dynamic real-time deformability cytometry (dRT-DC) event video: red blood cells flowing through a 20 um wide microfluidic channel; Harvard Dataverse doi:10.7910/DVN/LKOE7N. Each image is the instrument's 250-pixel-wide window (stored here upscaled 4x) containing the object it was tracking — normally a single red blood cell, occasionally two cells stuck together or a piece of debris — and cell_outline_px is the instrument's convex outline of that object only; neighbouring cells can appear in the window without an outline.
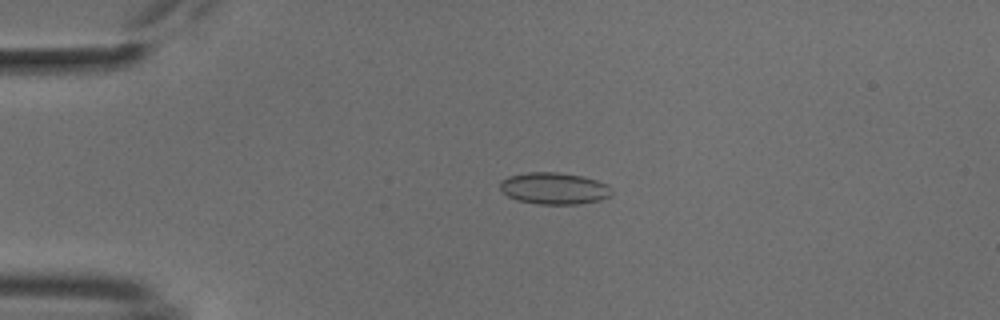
{"species": "common noctule bat (a hibernating species)", "species_latin": "Nyctalus noctula", "temperature_condition": "cold", "stored_images_in_passage": 53, "camera_frame_rate_fps": 3000, "um_per_image_px": 0.085, "animal": {"sex": "male", "body_mass_g": 18.8}, "frame": {"image": 1, "passage_image": 12, "time_ms": 3.667, "image_size_px": [1000, 320], "cell_outline_px": [[612, 192], [608, 196], [600, 200], [576, 204], [536, 204], [516, 200], [508, 196], [500, 188], [500, 180], [508, 176], [528, 172], [556, 172], [580, 176], [596, 180], [608, 184], [612, 188]], "centroid_in_image_um": [47.08, 16.01], "position_along_channel_um": 37.9, "area_um2": 20.63}}
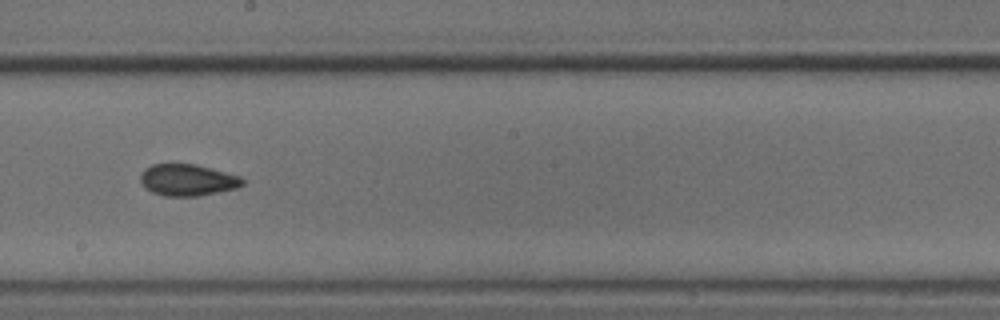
{"frame": {"image": 2, "passage_image": 30, "time_ms": 9.667, "image_size_px": [1000, 320], "cell_outline_px": [[244, 184], [236, 188], [196, 196], [164, 196], [152, 192], [140, 180], [140, 172], [144, 168], [152, 164], [196, 164], [240, 176], [244, 180]], "centroid_in_image_um": [15.93, 15.29], "position_along_channel_um": 232.3, "area_um2": 18.67}}
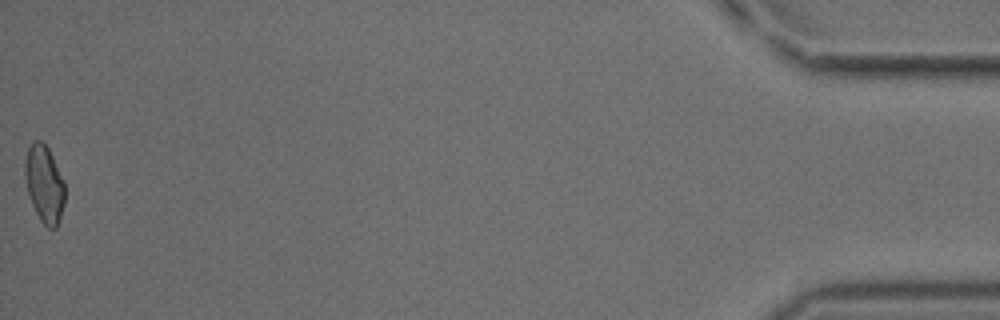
{"frame": {"image": 3, "passage_image": 53, "time_ms": 17.333, "image_size_px": [1000, 320], "cell_outline_px": [[64, 204], [56, 228], [48, 228], [40, 220], [32, 204], [28, 192], [24, 176], [24, 164], [28, 148], [32, 140], [40, 140], [48, 148], [52, 156], [64, 184]], "centroid_in_image_um": [3.74, 15.62], "position_along_channel_um": 431.5, "area_um2": 17.69}, "authors_computed_cell_mechanics": {"area_um2": 18.5538, "velocity_mm_per_s": 3.8184, "shape_relaxation_time_tau1_ms": 10.9616, "shape_relaxation_time_tau2_ms": 2.2261, "deformation_change_tau1": 0.1427, "deformation_change_tau2": 0.0684}}